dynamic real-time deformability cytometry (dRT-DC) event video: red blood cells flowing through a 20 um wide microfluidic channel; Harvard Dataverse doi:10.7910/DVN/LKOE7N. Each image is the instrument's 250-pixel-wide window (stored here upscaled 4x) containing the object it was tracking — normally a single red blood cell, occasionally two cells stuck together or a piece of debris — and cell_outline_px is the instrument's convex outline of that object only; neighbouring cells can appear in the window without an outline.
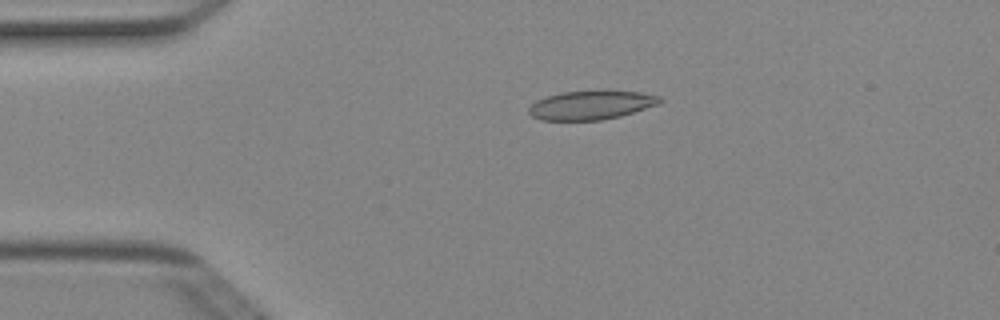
{"species": "Egyptian fruit bat (a non-hibernating species)", "species_latin": "Rousettus aegyptiacus", "temperature_condition": "cold", "stored_images_in_passage": 49, "camera_frame_rate_fps": 3000, "um_per_image_px": 0.085, "animal": {"sex": "female"}, "frame": {"image": 1, "passage_image": 10, "time_ms": 3.0, "image_size_px": [1000, 320], "cell_outline_px": [[664, 100], [660, 104], [620, 116], [600, 120], [540, 120], [532, 116], [528, 112], [528, 108], [536, 100], [560, 92], [600, 88], [604, 88], [640, 92], [660, 96]], "centroid_in_image_um": [50.28, 8.88], "position_along_channel_um": 34.7, "area_um2": 22.89}}
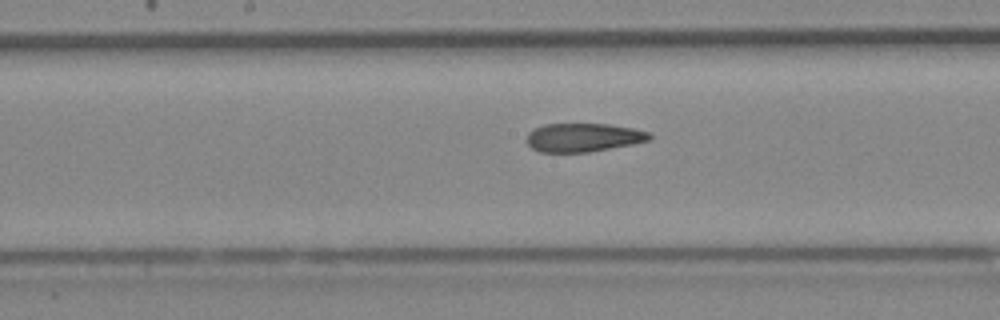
{"frame": {"image": 2, "passage_image": 25, "time_ms": 8.0, "image_size_px": [1000, 320], "cell_outline_px": [[652, 140], [632, 144], [588, 152], [540, 152], [532, 148], [524, 140], [528, 132], [544, 124], [608, 124], [632, 128], [652, 132]], "centroid_in_image_um": [49.59, 11.68], "position_along_channel_um": 198.6, "area_um2": 20.58}}
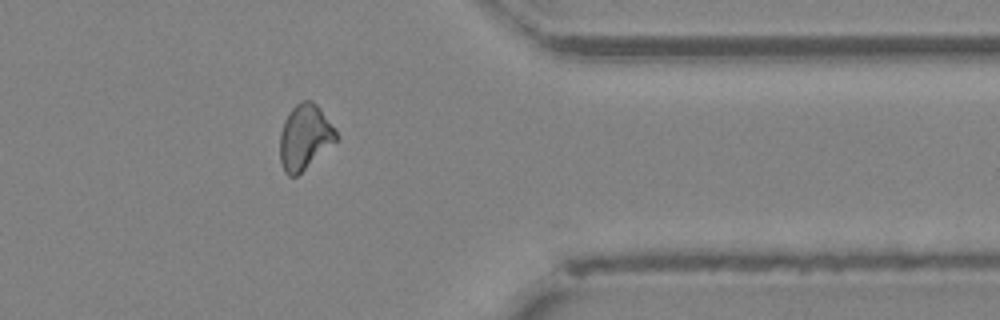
{"frame": {"image": 3, "passage_image": 40, "time_ms": 13.0, "image_size_px": [1000, 320], "cell_outline_px": [[336, 140], [296, 176], [288, 176], [284, 172], [280, 160], [280, 132], [284, 120], [292, 108], [300, 100], [312, 100], [320, 108], [336, 128]], "centroid_in_image_um": [25.88, 11.61], "position_along_channel_um": 385.5, "area_um2": 21.1}, "authors_computed_cell_mechanics": {"area_um2": 21.7906, "velocity_mm_per_s": 4.014, "shape_relaxation_time_tau1_ms": null, "shape_relaxation_time_tau2_ms": 4.0354, "deformation_change_tau1": null, "deformation_change_tau2": 0.1092}}